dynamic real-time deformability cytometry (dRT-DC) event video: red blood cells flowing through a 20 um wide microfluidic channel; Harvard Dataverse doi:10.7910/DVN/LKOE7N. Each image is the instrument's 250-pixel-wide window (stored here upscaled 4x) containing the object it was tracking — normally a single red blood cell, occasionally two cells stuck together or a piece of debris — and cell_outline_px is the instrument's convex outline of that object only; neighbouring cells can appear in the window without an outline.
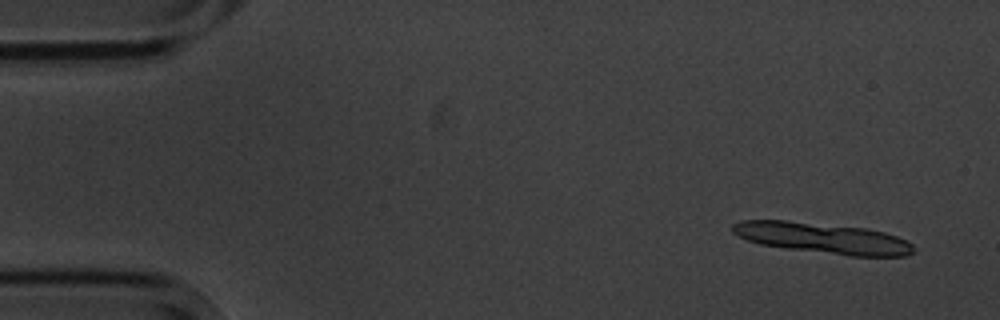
{"species": "common noctule bat (a hibernating species)", "species_latin": "Nyctalus noctula", "temperature_condition": "cold", "stored_images_in_passage": 8, "segment_of_instrument_passage": [1, 2], "camera_frame_rate_fps": 3000, "um_per_image_px": 0.085, "animal": {"sex": "male", "body_mass_g": 20.1, "forearm_length_mm": 53.5}, "frame": {"image": 1, "passage_image": 2, "time_ms": 1.0, "image_size_px": [1000, 320], "cell_outline_px": [[916, 252], [908, 256], [848, 256], [788, 248], [760, 244], [748, 240], [732, 232], [732, 224], [740, 220], [788, 220], [864, 228], [884, 232], [908, 240], [916, 248]], "centroid_in_image_um": [69.99, 20.24], "position_along_channel_um": 15.0, "area_um2": 32.54}}